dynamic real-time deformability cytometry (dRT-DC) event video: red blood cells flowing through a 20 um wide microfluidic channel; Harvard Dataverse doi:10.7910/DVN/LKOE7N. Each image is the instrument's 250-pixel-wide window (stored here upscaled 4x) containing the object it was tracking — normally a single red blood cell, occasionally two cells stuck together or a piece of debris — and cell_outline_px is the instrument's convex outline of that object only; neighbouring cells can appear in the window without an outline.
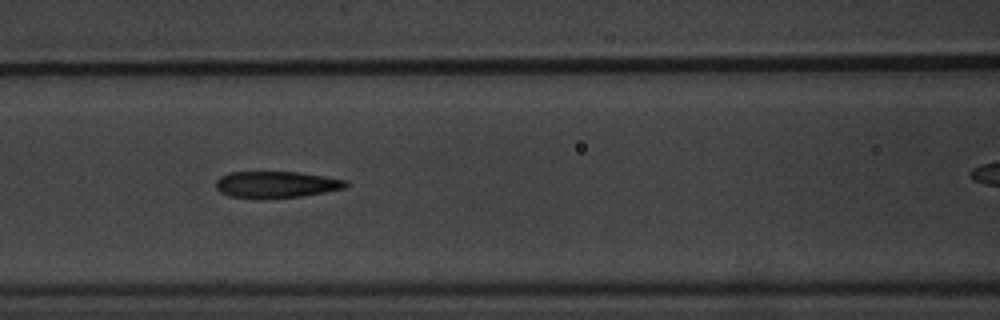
{"species": "common noctule bat (a hibernating species)", "species_latin": "Nyctalus noctula", "temperature_condition": "warm", "stored_images_in_passage": 9, "camera_frame_rate_fps": 3000, "um_per_image_px": 0.085, "animal": {"sex": "male", "body_mass_g": 20.1, "forearm_length_mm": 53.5}, "frame": {"image": 1, "passage_image": 6, "time_ms": 5.667, "image_size_px": [1000, 320], "cell_outline_px": [[348, 184], [344, 188], [324, 192], [300, 196], [264, 200], [256, 200], [228, 196], [220, 192], [216, 188], [216, 180], [220, 176], [228, 172], [300, 172], [348, 180]], "centroid_in_image_um": [23.42, 15.7], "position_along_channel_um": 143.2, "area_um2": 20.58}}